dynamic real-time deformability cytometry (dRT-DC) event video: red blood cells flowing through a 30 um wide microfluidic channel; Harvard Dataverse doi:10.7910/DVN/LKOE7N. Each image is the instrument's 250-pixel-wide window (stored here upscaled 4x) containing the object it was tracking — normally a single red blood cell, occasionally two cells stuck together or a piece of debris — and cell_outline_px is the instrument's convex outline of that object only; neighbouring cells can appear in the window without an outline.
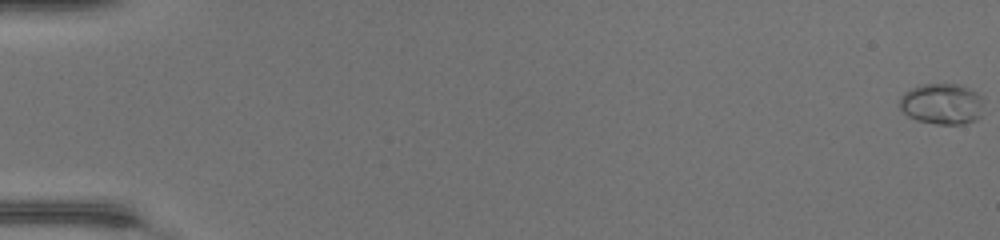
{"species": "common noctule bat (a hibernating species)", "species_latin": "Nyctalus noctula", "temperature_condition": "warm", "stored_images_in_passage": 50, "camera_frame_rate_fps": 3000, "um_per_image_px": 0.085, "animal": {"sex": "female", "body_mass_g": 17.0, "forearm_length_mm": 48.0}, "frame": {"image": 1, "passage_image": 1, "time_ms": 0.0, "image_size_px": [1000, 240], "cell_outline_px": [[984, 100], [980, 116], [976, 120], [964, 124], [936, 124], [916, 120], [908, 116], [900, 108], [900, 96], [904, 92], [920, 84], [960, 84], [984, 96]], "centroid_in_image_um": [80.09, 8.83], "position_along_channel_um": 4.9, "area_um2": 20.35}}
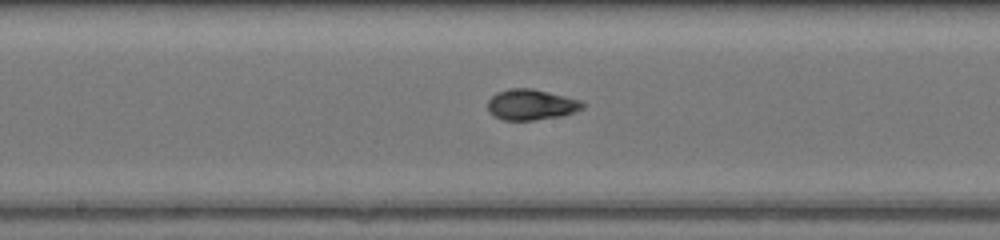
{"frame": {"image": 2, "passage_image": 28, "time_ms": 9.0, "image_size_px": [1000, 240], "cell_outline_px": [[584, 108], [560, 116], [532, 120], [504, 120], [492, 116], [488, 112], [488, 100], [496, 92], [512, 88], [532, 88], [584, 100]], "centroid_in_image_um": [45.14, 8.88], "position_along_channel_um": 203.1, "area_um2": 17.11}}
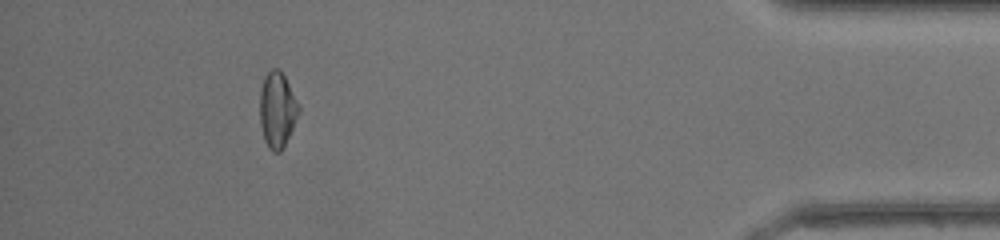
{"frame": {"image": 3, "passage_image": 46, "time_ms": 15.0, "image_size_px": [1000, 240], "cell_outline_px": [[300, 112], [284, 148], [280, 152], [272, 152], [268, 148], [264, 140], [260, 124], [260, 92], [264, 76], [272, 68], [280, 68], [300, 104]], "centroid_in_image_um": [23.58, 9.34], "position_along_channel_um": 411.6, "area_um2": 17.51}, "authors_computed_cell_mechanics": {"area_um2": 17.0799, "velocity_mm_per_s": 4.3815, "shape_relaxation_time_tau1_ms": 7.0436, "shape_relaxation_time_tau2_ms": 0.6897, "deformation_change_tau1": 0.2474, "deformation_change_tau2": 0.0296}}